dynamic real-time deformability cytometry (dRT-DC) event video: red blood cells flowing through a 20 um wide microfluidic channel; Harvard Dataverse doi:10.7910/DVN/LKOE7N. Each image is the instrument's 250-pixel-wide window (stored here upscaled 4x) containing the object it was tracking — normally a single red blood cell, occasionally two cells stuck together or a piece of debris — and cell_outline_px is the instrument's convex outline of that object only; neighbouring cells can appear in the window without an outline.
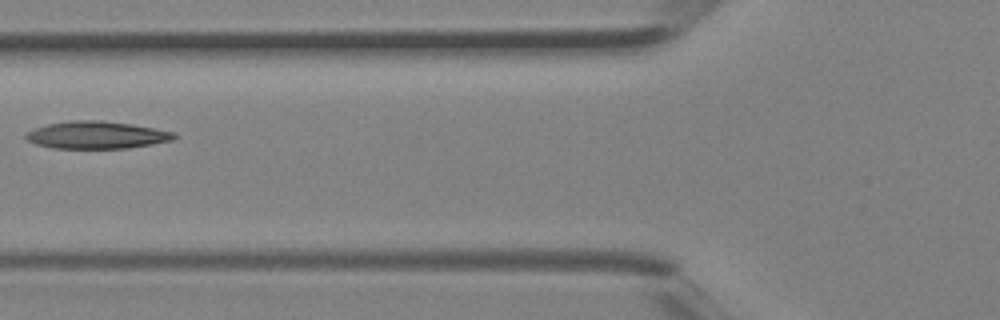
{"species": "Egyptian fruit bat (a non-hibernating species)", "species_latin": "Rousettus aegyptiacus", "temperature_condition": "room temperature", "stored_images_in_passage": 5, "camera_frame_rate_fps": 3000, "um_per_image_px": 0.085, "animal": {"sex": "female"}, "frame": {"image": 1, "passage_image": 5, "time_ms": 1.333, "image_size_px": [1000, 320], "cell_outline_px": [[176, 140], [128, 148], [52, 148], [36, 144], [28, 140], [24, 136], [32, 128], [48, 124], [72, 120], [100, 120], [132, 124], [176, 132]], "centroid_in_image_um": [8.24, 11.47], "position_along_channel_um": 117.6, "area_um2": 23.76}}